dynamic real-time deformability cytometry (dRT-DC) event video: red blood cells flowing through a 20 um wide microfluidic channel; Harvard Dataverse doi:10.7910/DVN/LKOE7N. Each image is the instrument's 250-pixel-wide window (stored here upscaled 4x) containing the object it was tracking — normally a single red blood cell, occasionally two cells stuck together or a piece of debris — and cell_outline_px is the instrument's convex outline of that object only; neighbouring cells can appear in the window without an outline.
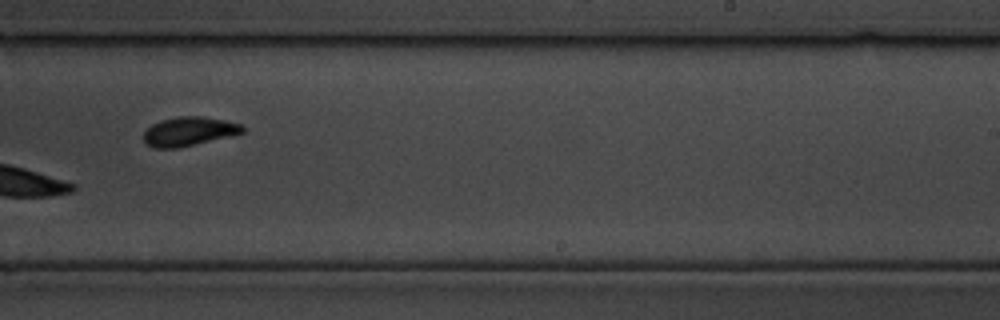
{"species": "common noctule bat (a hibernating species)", "species_latin": "Nyctalus noctula", "temperature_condition": "cold", "stored_images_in_passage": 15, "camera_frame_rate_fps": 3000, "um_per_image_px": 0.085, "animal": {"sex": "male", "body_mass_g": 19.5, "forearm_length_mm": 54.6}, "frame": {"image": 1, "passage_image": 9, "time_ms": 2.667, "image_size_px": [1000, 320], "cell_outline_px": [[244, 132], [232, 136], [180, 148], [152, 148], [144, 144], [144, 132], [152, 124], [160, 120], [176, 116], [200, 116], [224, 120], [240, 124], [244, 128]], "centroid_in_image_um": [16.03, 11.18], "position_along_channel_um": 273.0, "area_um2": 16.94}}